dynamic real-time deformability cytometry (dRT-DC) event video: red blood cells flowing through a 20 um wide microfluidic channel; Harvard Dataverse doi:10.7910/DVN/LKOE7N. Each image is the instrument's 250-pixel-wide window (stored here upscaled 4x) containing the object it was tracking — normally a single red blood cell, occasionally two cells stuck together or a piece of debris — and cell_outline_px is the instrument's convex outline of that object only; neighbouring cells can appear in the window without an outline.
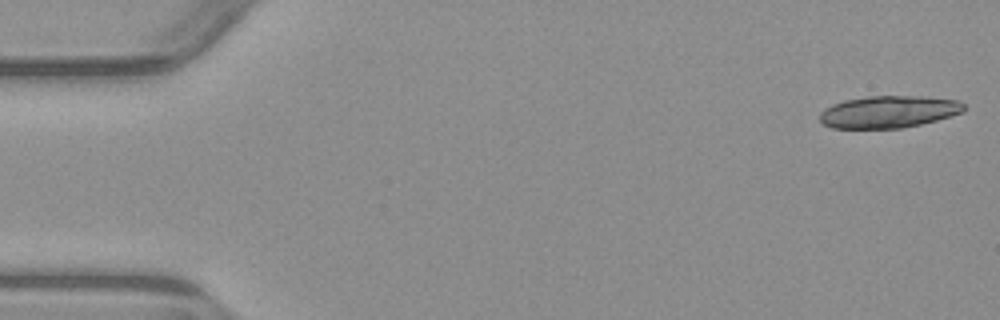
{"species": "common noctule bat (a hibernating species)", "species_latin": "Nyctalus noctula", "temperature_condition": "warm", "stored_images_in_passage": 5, "camera_frame_rate_fps": 3000, "um_per_image_px": 0.085, "animal": {"sex": "male", "body_mass_g": 23.1, "forearm_length_mm": 52.7}, "frame": {"image": 1, "passage_image": 1, "time_ms": 0.0, "image_size_px": [1000, 320], "cell_outline_px": [[964, 112], [936, 120], [920, 124], [900, 128], [832, 128], [824, 124], [820, 120], [820, 112], [824, 108], [832, 104], [844, 100], [868, 96], [924, 96], [960, 100], [964, 104]], "centroid_in_image_um": [75.54, 9.49], "position_along_channel_um": 9.5, "area_um2": 27.05}}